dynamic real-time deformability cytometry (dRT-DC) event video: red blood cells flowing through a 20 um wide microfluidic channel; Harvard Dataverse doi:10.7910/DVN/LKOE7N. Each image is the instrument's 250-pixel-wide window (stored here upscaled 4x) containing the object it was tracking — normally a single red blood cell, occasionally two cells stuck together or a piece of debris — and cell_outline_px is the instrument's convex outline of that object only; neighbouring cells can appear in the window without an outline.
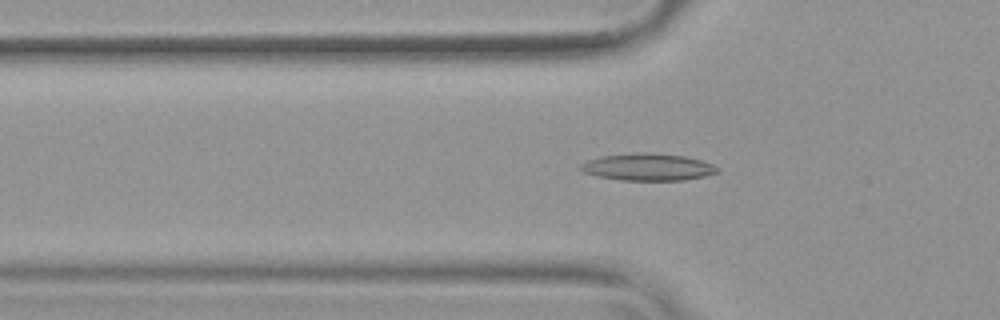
{"species": "common noctule bat (a hibernating species)", "species_latin": "Nyctalus noctula", "temperature_condition": "warm", "stored_images_in_passage": 53, "camera_frame_rate_fps": 3000, "um_per_image_px": 0.085, "animal": {"sex": "female", "body_mass_g": 19.9}, "frame": {"image": 1, "passage_image": 18, "time_ms": 5.667, "image_size_px": [1000, 320], "cell_outline_px": [[720, 172], [704, 176], [684, 180], [620, 180], [596, 176], [584, 172], [580, 168], [580, 164], [588, 160], [600, 156], [636, 152], [652, 152], [684, 156], [700, 160], [712, 164], [720, 168]], "centroid_in_image_um": [55.07, 14.19], "position_along_channel_um": 70.7, "area_um2": 21.73}}
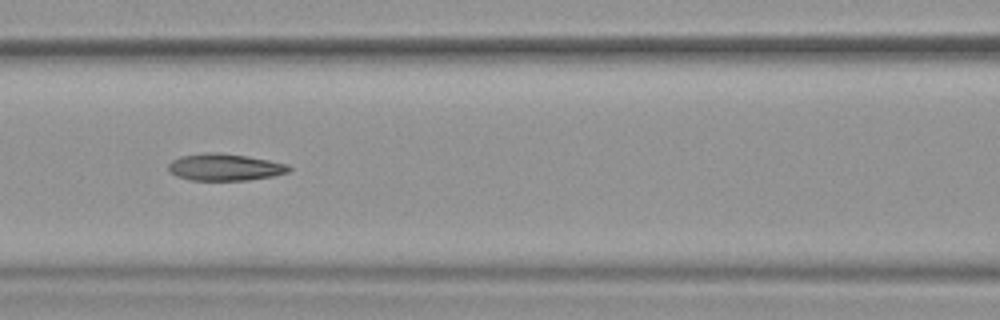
{"frame": {"image": 2, "passage_image": 24, "time_ms": 7.667, "image_size_px": [1000, 320], "cell_outline_px": [[292, 168], [288, 172], [272, 176], [248, 180], [188, 180], [176, 176], [168, 168], [168, 164], [172, 160], [180, 156], [204, 152], [220, 152], [268, 160], [288, 164]], "centroid_in_image_um": [19.09, 14.2], "position_along_channel_um": 147.5, "area_um2": 18.9}}
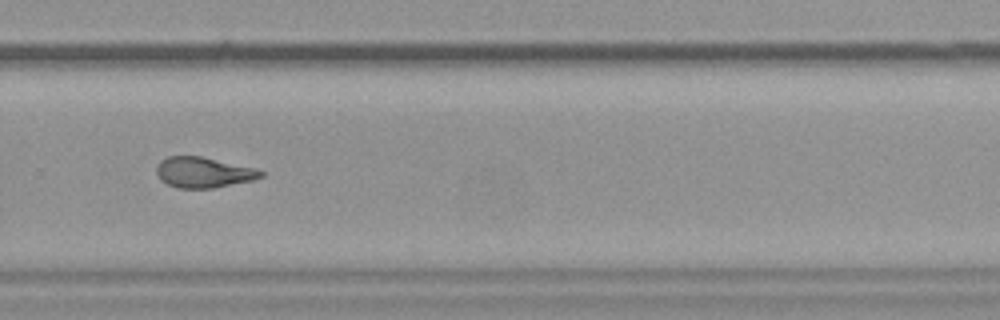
{"frame": {"image": 3, "passage_image": 37, "time_ms": 12.0, "image_size_px": [1000, 320], "cell_outline_px": [[264, 176], [252, 180], [212, 188], [176, 188], [160, 180], [156, 172], [156, 164], [160, 160], [168, 156], [200, 156], [256, 168], [264, 172]], "centroid_in_image_um": [17.26, 14.65], "position_along_channel_um": 312.5, "area_um2": 18.61}, "authors_computed_cell_mechanics": {"area_um2": 19.652, "velocity_mm_per_s": 3.8239, "shape_relaxation_time_tau1_ms": null, "shape_relaxation_time_tau2_ms": 3.7001, "deformation_change_tau1": null, "deformation_change_tau2": 0.1295}}